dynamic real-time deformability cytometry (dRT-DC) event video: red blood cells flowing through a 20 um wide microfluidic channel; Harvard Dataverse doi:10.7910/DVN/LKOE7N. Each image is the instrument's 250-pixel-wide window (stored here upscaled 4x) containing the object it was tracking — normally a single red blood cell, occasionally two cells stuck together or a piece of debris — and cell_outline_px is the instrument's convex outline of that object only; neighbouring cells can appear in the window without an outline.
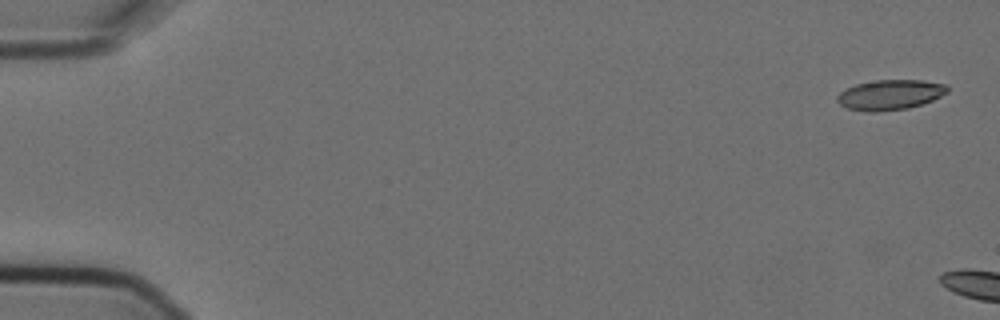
{"species": "Egyptian fruit bat (a non-hibernating species)", "species_latin": "Rousettus aegyptiacus", "temperature_condition": "cold", "stored_images_in_passage": 4, "camera_frame_rate_fps": 3000, "um_per_image_px": 0.085, "animal": {"sex": "female"}, "frame": {"image": 1, "passage_image": 1, "time_ms": 0.0, "image_size_px": [1000, 320], "cell_outline_px": [[948, 92], [932, 100], [908, 108], [880, 112], [868, 112], [848, 108], [840, 104], [836, 100], [836, 96], [840, 92], [856, 84], [876, 80], [920, 80], [948, 84]], "centroid_in_image_um": [75.65, 8.05], "position_along_channel_um": 9.3, "area_um2": 19.31}}